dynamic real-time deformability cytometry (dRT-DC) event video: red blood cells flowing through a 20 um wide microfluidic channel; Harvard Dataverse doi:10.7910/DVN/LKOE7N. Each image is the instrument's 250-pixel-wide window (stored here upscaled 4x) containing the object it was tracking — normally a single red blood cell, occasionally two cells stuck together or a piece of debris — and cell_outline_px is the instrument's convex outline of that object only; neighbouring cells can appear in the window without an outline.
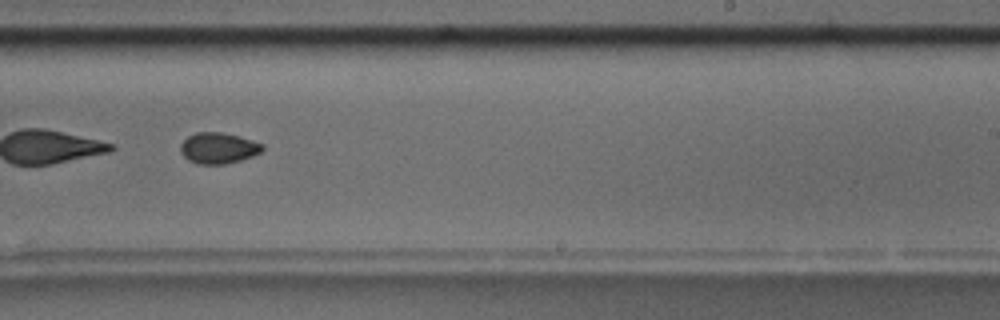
{"species": "common noctule bat (a hibernating species)", "species_latin": "Nyctalus noctula", "temperature_condition": "room temperature", "stored_images_in_passage": 58, "segment_of_instrument_passage": [2, 2], "camera_frame_rate_fps": 3000, "um_per_image_px": 0.085, "animal": {"sex": "male", "body_mass_g": 17.5, "forearm_length_mm": 52.3}, "frame": {"image": 1, "passage_image": 37, "time_ms": 12.0, "image_size_px": [1000, 320], "cell_outline_px": [[264, 148], [260, 152], [252, 156], [240, 160], [224, 164], [196, 164], [188, 160], [180, 152], [180, 144], [188, 136], [196, 132], [220, 132], [240, 136], [264, 144]], "centroid_in_image_um": [18.55, 12.58], "position_along_channel_um": 270.5, "area_um2": 14.85}}